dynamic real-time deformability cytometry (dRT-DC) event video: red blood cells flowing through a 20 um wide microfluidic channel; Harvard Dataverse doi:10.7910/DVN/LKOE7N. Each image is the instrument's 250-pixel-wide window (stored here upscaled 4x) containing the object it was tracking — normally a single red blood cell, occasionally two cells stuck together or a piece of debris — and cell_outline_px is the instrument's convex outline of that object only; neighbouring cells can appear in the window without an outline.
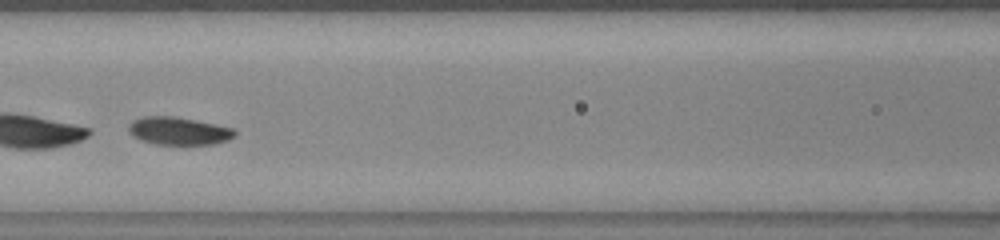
{"species": "common noctule bat (a hibernating species)", "species_latin": "Nyctalus noctula", "temperature_condition": "warm", "stored_images_in_passage": 47, "segment_of_instrument_passage": [2, 2], "camera_frame_rate_fps": 3000, "um_per_image_px": 0.085, "animal": {"sex": "female", "body_mass_g": 23.0, "forearm_length_mm": 53.4}, "frame": {"image": 1, "passage_image": 18, "time_ms": 5.667, "image_size_px": [1000, 240], "cell_outline_px": [[236, 136], [228, 140], [216, 144], [152, 144], [140, 140], [132, 136], [128, 132], [128, 124], [132, 120], [144, 116], [172, 116], [196, 120], [216, 124], [232, 128], [236, 132]], "centroid_in_image_um": [15.16, 11.13], "position_along_channel_um": 151.4, "area_um2": 17.4}}